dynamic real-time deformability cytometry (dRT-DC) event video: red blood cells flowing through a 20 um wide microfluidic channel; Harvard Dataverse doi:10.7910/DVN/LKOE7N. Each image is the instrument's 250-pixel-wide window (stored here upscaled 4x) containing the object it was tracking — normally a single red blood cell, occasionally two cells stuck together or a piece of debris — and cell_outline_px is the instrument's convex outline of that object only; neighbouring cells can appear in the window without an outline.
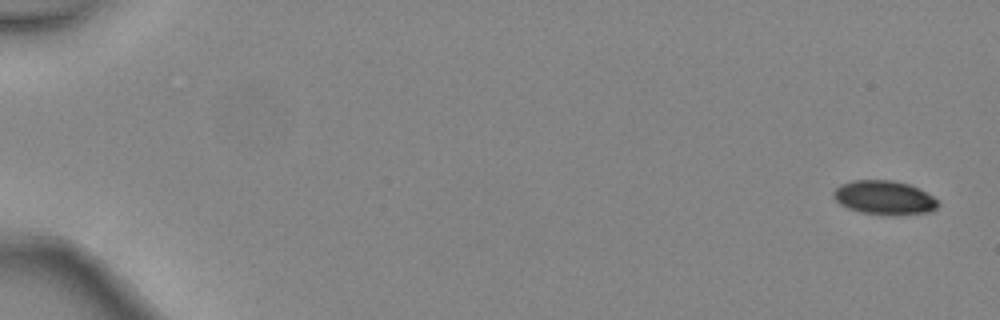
{"species": "common noctule bat (a hibernating species)", "species_latin": "Nyctalus noctula", "temperature_condition": "warm", "stored_images_in_passage": 5, "camera_frame_rate_fps": 3000, "um_per_image_px": 0.085, "animal": {"sex": "female", "body_mass_g": 24.6, "forearm_length_mm": 56.2}, "frame": {"image": 1, "passage_image": 1, "time_ms": 0.0, "image_size_px": [1000, 320], "cell_outline_px": [[940, 204], [932, 212], [896, 216], [860, 212], [848, 208], [840, 204], [832, 196], [832, 192], [840, 184], [852, 180], [892, 180], [908, 184], [932, 196]], "centroid_in_image_um": [75.15, 16.81], "position_along_channel_um": 9.9, "area_um2": 20.81}}
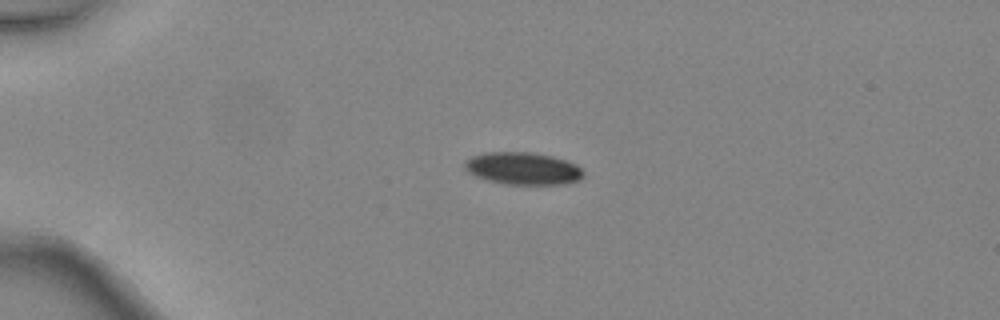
{"frame": {"image": 2, "passage_image": 4, "time_ms": 1.0, "image_size_px": [1000, 320], "cell_outline_px": [[584, 176], [580, 180], [564, 184], [504, 184], [488, 180], [476, 176], [468, 172], [464, 168], [464, 164], [472, 156], [484, 152], [528, 152], [552, 156], [576, 164], [584, 172]], "centroid_in_image_um": [44.46, 14.32], "position_along_channel_um": 40.5, "area_um2": 22.31}}